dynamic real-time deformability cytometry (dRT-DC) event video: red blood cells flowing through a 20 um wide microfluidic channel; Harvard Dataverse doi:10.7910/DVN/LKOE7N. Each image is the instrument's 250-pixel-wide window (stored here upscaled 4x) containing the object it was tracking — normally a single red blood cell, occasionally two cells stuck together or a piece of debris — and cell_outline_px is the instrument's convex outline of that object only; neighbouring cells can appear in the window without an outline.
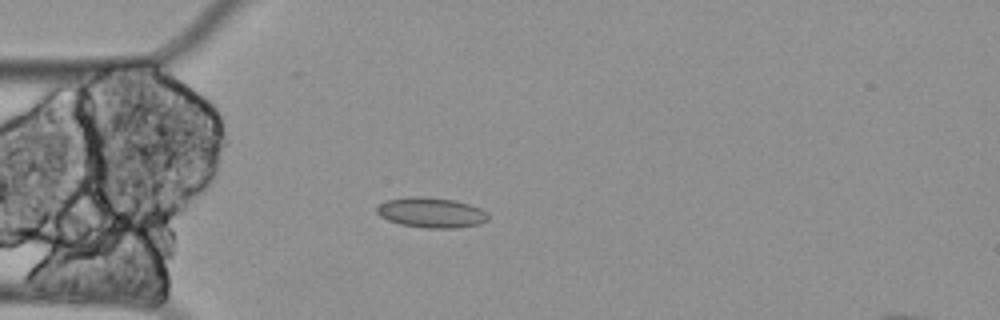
{"species": "Egyptian fruit bat (a non-hibernating species)", "species_latin": "Rousettus aegyptiacus", "temperature_condition": "cold", "stored_images_in_passage": 15, "camera_frame_rate_fps": 3000, "um_per_image_px": 0.085, "animal": {"sex": "female"}, "frame": {"image": 1, "passage_image": 11, "time_ms": 3.333, "image_size_px": [1000, 320], "cell_outline_px": [[488, 220], [480, 224], [456, 228], [428, 228], [400, 224], [388, 220], [380, 216], [376, 212], [376, 208], [384, 200], [408, 196], [424, 196], [456, 200], [480, 208], [488, 212]], "centroid_in_image_um": [36.65, 18.06], "position_along_channel_um": 48.3, "area_um2": 19.83}}
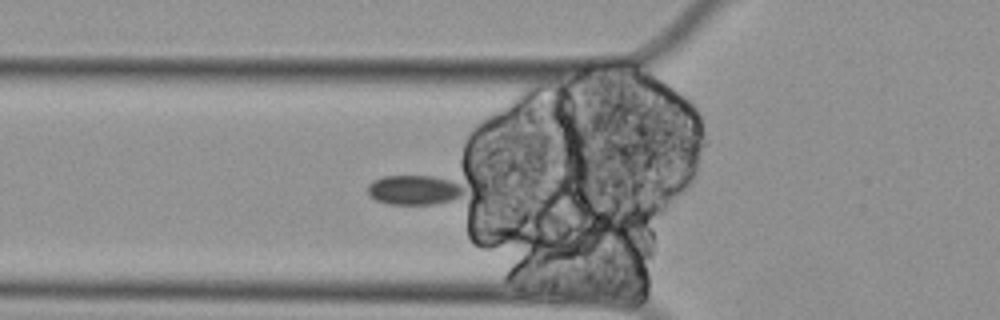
{"frame": {"image": 2, "passage_image": 15, "time_ms": 4.667, "image_size_px": [1000, 320], "cell_outline_px": [[464, 192], [456, 200], [436, 204], [388, 204], [376, 200], [368, 192], [368, 184], [372, 180], [384, 176], [432, 176], [464, 184]], "centroid_in_image_um": [35.24, 16.15], "position_along_channel_um": 90.6, "area_um2": 16.76}}